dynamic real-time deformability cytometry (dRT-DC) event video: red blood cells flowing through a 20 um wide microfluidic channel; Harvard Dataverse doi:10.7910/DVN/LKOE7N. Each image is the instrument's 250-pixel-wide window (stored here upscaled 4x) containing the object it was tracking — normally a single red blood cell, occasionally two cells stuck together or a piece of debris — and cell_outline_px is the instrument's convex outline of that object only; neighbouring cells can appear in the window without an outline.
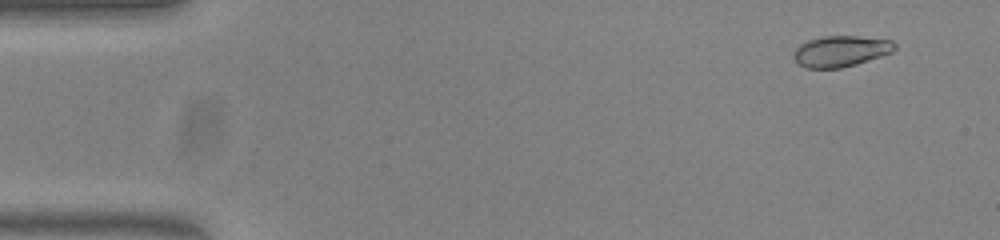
{"species": "common noctule bat (a hibernating species)", "species_latin": "Nyctalus noctula", "temperature_condition": "warm", "stored_images_in_passage": 54, "camera_frame_rate_fps": 3000, "um_per_image_px": 0.085, "animal": {"sex": "female", "body_mass_g": 23.0, "forearm_length_mm": 53.4}, "frame": {"image": 1, "passage_image": 4, "time_ms": 1.0, "image_size_px": [1000, 240], "cell_outline_px": [[896, 48], [892, 52], [856, 64], [840, 68], [804, 68], [796, 64], [792, 56], [792, 52], [800, 44], [808, 40], [824, 36], [856, 36], [892, 40], [896, 44]], "centroid_in_image_um": [71.41, 4.36], "position_along_channel_um": 13.6, "area_um2": 18.38}}
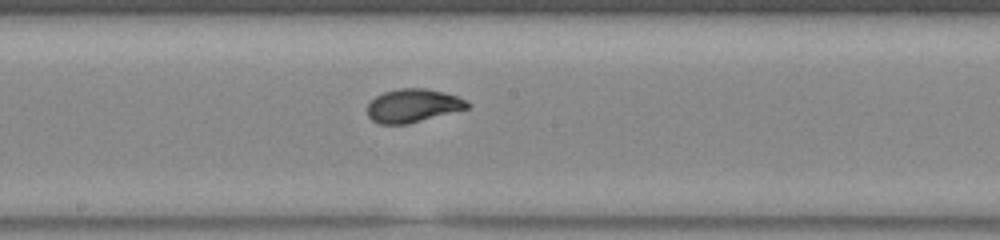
{"frame": {"image": 2, "passage_image": 29, "time_ms": 9.333, "image_size_px": [1000, 240], "cell_outline_px": [[472, 104], [468, 108], [408, 124], [380, 124], [372, 120], [368, 116], [368, 104], [376, 96], [384, 92], [400, 88], [424, 88], [444, 92], [456, 96]], "centroid_in_image_um": [35.09, 8.98], "position_along_channel_um": 213.1, "area_um2": 19.31}}
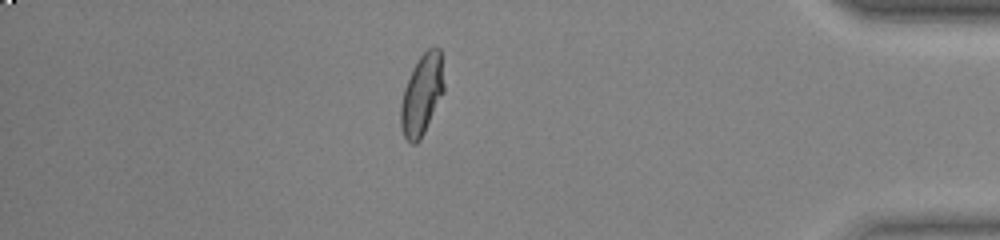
{"frame": {"image": 3, "passage_image": 47, "time_ms": 15.333, "image_size_px": [1000, 240], "cell_outline_px": [[444, 92], [420, 140], [416, 144], [412, 144], [404, 136], [400, 124], [400, 104], [404, 88], [412, 68], [420, 56], [428, 48], [436, 44], [440, 48], [444, 84]], "centroid_in_image_um": [35.85, 8.01], "position_along_channel_um": 399.3, "area_um2": 20.46}, "authors_computed_cell_mechanics": {"area_um2": 19.3052, "velocity_mm_per_s": 3.7831, "shape_relaxation_time_tau1_ms": 3.1506, "shape_relaxation_time_tau2_ms": null, "deformation_change_tau1": 0.1898, "deformation_change_tau2": null}}